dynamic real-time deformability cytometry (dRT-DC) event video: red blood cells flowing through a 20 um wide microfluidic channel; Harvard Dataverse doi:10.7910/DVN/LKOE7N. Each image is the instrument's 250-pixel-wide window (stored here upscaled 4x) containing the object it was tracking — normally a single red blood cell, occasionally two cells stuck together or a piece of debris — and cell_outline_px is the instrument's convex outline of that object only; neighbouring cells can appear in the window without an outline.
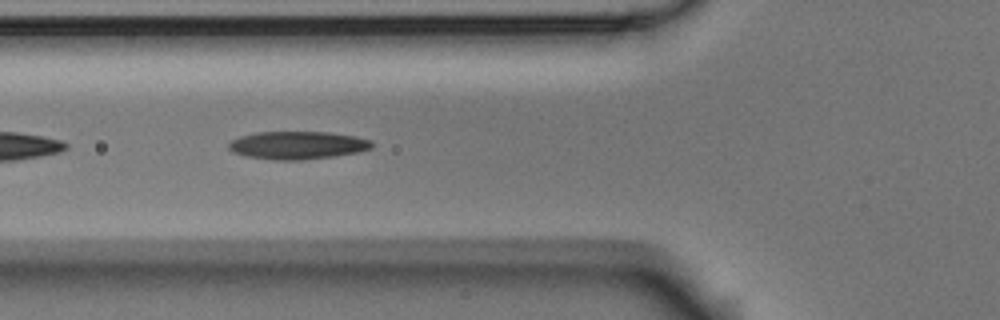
{"species": "Egyptian fruit bat (a non-hibernating species)", "species_latin": "Rousettus aegyptiacus", "temperature_condition": "room temperature", "stored_images_in_passage": 15, "camera_frame_rate_fps": 3000, "um_per_image_px": 0.085, "animal": {"sex": "male"}, "frame": {"image": 1, "passage_image": 5, "time_ms": 1.333, "image_size_px": [1000, 320], "cell_outline_px": [[372, 148], [356, 152], [332, 156], [300, 160], [276, 160], [244, 156], [232, 152], [228, 148], [228, 144], [232, 140], [240, 136], [256, 132], [328, 132], [356, 136], [372, 140]], "centroid_in_image_um": [25.26, 12.34], "position_along_channel_um": 100.5, "area_um2": 23.24}}
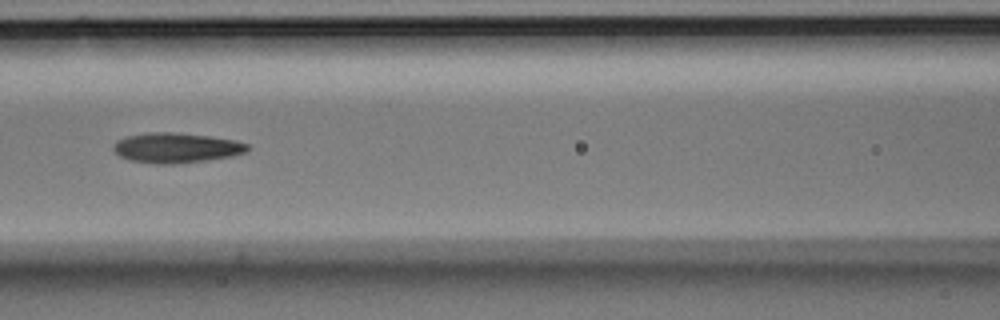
{"frame": {"image": 2, "passage_image": 9, "time_ms": 2.667, "image_size_px": [1000, 320], "cell_outline_px": [[248, 152], [232, 156], [208, 160], [172, 164], [156, 164], [128, 160], [120, 156], [112, 148], [116, 140], [128, 136], [148, 132], [172, 132], [208, 136], [236, 140], [248, 144]], "centroid_in_image_um": [14.98, 12.57], "position_along_channel_um": 151.6, "area_um2": 23.52}}